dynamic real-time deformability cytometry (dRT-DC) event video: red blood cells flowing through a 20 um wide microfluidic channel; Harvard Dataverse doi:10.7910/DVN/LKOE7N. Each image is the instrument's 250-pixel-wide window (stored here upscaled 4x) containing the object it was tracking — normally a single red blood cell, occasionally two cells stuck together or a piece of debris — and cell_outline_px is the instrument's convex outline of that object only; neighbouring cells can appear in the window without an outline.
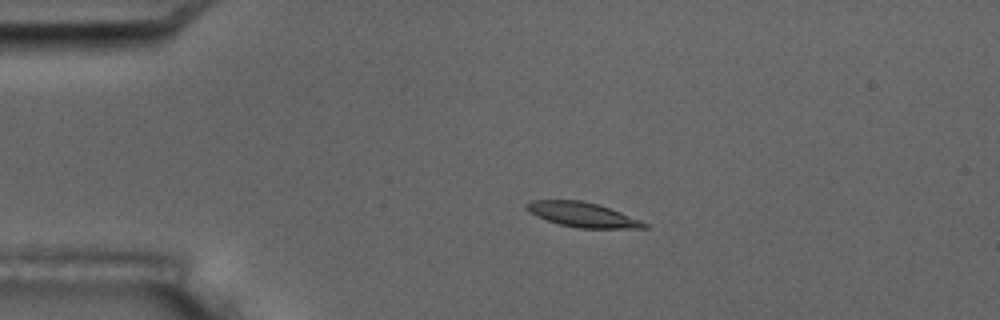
{"species": "common noctule bat (a hibernating species)", "species_latin": "Nyctalus noctula", "temperature_condition": "room temperature", "stored_images_in_passage": 4, "camera_frame_rate_fps": 3000, "um_per_image_px": 0.085, "animal": {"sex": "male", "body_mass_g": 17.5, "forearm_length_mm": 52.3}, "frame": {"image": 1, "passage_image": 3, "time_ms": 2.333, "image_size_px": [1000, 320], "cell_outline_px": [[648, 228], [580, 228], [560, 224], [536, 216], [528, 212], [524, 208], [524, 204], [532, 200], [580, 200], [596, 204], [620, 212], [640, 220], [648, 224]], "centroid_in_image_um": [49.46, 18.24], "position_along_channel_um": 35.5, "area_um2": 16.76}}